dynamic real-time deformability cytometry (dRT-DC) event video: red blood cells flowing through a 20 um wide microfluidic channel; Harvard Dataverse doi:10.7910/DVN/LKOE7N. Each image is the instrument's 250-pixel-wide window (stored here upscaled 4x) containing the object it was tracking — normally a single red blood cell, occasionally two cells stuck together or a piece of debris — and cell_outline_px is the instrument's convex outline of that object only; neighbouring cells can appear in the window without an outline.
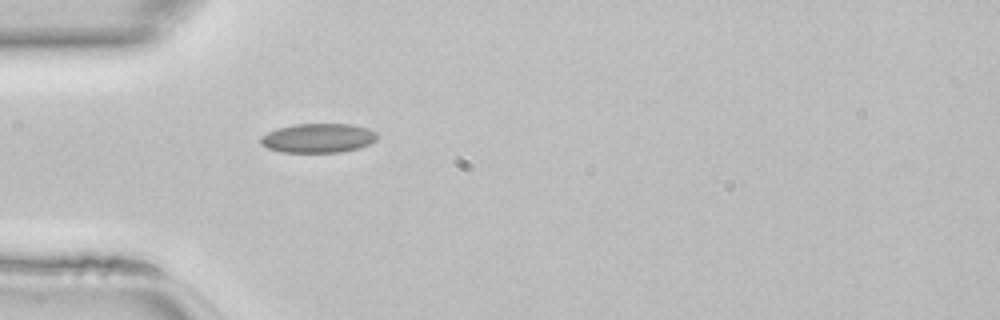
{"species": "common noctule bat (a hibernating species)", "species_latin": "Nyctalus noctula", "temperature_condition": "room temperature", "stored_images_in_passage": 33, "camera_frame_rate_fps": 3000, "um_per_image_px": 0.085, "animal": {"sex": "female", "body_mass_g": 22.7, "forearm_length_mm": 54.2}, "frame": {"image": 1, "passage_image": 1, "time_ms": 0.0, "image_size_px": [1000, 320], "cell_outline_px": [[376, 140], [368, 144], [356, 148], [340, 152], [280, 152], [268, 148], [260, 144], [260, 136], [268, 132], [280, 128], [296, 124], [352, 124], [368, 128], [376, 132]], "centroid_in_image_um": [27.02, 11.73], "position_along_channel_um": 58.0, "area_um2": 19.71}}